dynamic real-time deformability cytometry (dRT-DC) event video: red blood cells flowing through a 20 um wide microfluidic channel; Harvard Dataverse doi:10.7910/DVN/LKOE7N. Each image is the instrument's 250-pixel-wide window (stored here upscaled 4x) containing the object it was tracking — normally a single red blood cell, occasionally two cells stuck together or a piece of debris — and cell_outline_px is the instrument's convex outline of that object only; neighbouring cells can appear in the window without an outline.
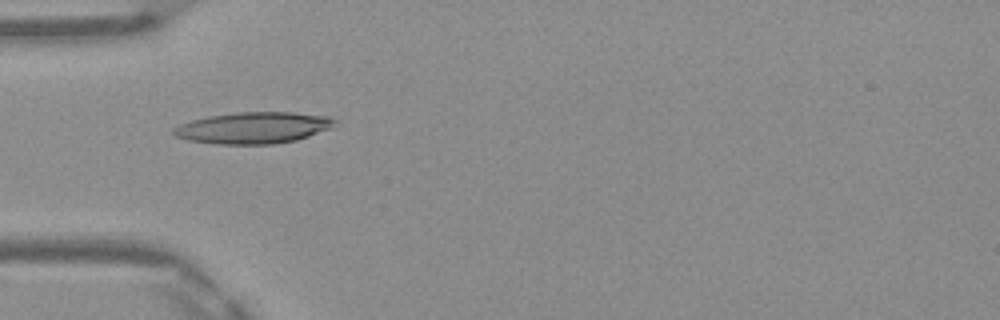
{"species": "Egyptian fruit bat (a non-hibernating species)", "species_latin": "Rousettus aegyptiacus", "temperature_condition": "warm", "stored_images_in_passage": 34, "camera_frame_rate_fps": 3000, "um_per_image_px": 0.085, "frame": {"image": 1, "passage_image": 1, "time_ms": 0.0, "image_size_px": [1000, 320], "cell_outline_px": [[336, 120], [328, 128], [308, 136], [296, 140], [272, 144], [216, 144], [188, 140], [176, 136], [172, 132], [172, 128], [180, 124], [192, 120], [208, 116], [236, 112], [292, 112], [332, 116]], "centroid_in_image_um": [21.5, 10.85], "position_along_channel_um": 63.5, "area_um2": 29.42}}
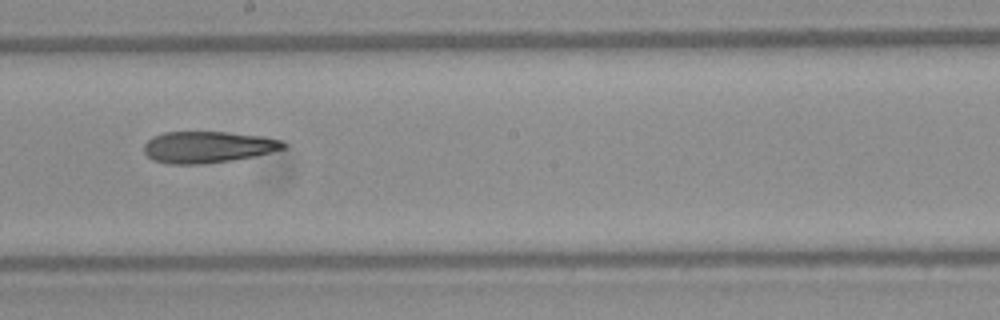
{"frame": {"image": 2, "passage_image": 13, "time_ms": 4.0, "image_size_px": [1000, 320], "cell_outline_px": [[288, 148], [252, 156], [232, 160], [204, 164], [168, 164], [152, 160], [144, 152], [144, 144], [152, 136], [164, 132], [228, 132], [260, 136], [280, 140], [288, 144]], "centroid_in_image_um": [17.64, 12.5], "position_along_channel_um": 230.6, "area_um2": 25.66}}
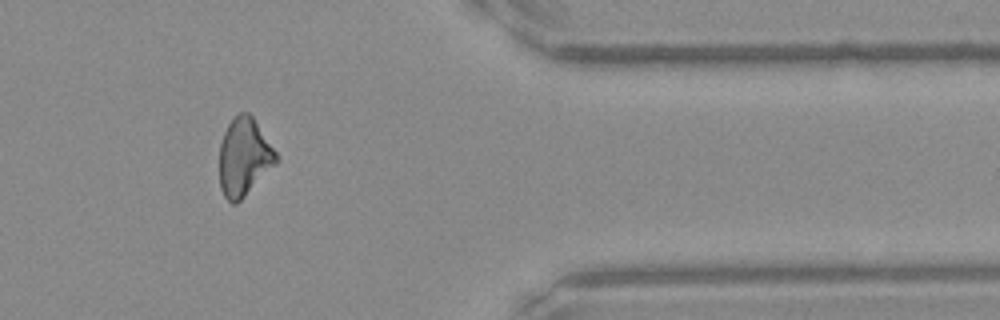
{"frame": {"image": 3, "passage_image": 26, "time_ms": 8.333, "image_size_px": [1000, 320], "cell_outline_px": [[280, 160], [236, 204], [232, 204], [224, 196], [220, 188], [220, 144], [224, 132], [228, 124], [240, 112], [248, 112], [252, 116], [276, 152]], "centroid_in_image_um": [20.74, 13.36], "position_along_channel_um": 390.7, "area_um2": 25.43}, "authors_computed_cell_mechanics": {"area_um2": 25.9522, "velocity_mm_per_s": 4.1841, "shape_relaxation_time_tau1_ms": null, "shape_relaxation_time_tau2_ms": 9.8718, "deformation_change_tau1": null, "deformation_change_tau2": 0.2671}}